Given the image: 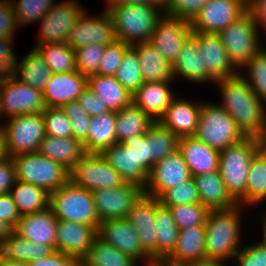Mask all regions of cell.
I'll use <instances>...</instances> for the list:
<instances>
[{
  "mask_svg": "<svg viewBox=\"0 0 266 266\" xmlns=\"http://www.w3.org/2000/svg\"><path fill=\"white\" fill-rule=\"evenodd\" d=\"M19 23L11 0L0 2V38H14Z\"/></svg>",
  "mask_w": 266,
  "mask_h": 266,
  "instance_id": "55",
  "label": "cell"
},
{
  "mask_svg": "<svg viewBox=\"0 0 266 266\" xmlns=\"http://www.w3.org/2000/svg\"><path fill=\"white\" fill-rule=\"evenodd\" d=\"M58 219L51 208L22 215L14 229L19 236L34 243L52 245L55 248Z\"/></svg>",
  "mask_w": 266,
  "mask_h": 266,
  "instance_id": "26",
  "label": "cell"
},
{
  "mask_svg": "<svg viewBox=\"0 0 266 266\" xmlns=\"http://www.w3.org/2000/svg\"><path fill=\"white\" fill-rule=\"evenodd\" d=\"M69 180L76 186L93 191L125 184L121 175L101 154L86 153L70 171Z\"/></svg>",
  "mask_w": 266,
  "mask_h": 266,
  "instance_id": "11",
  "label": "cell"
},
{
  "mask_svg": "<svg viewBox=\"0 0 266 266\" xmlns=\"http://www.w3.org/2000/svg\"><path fill=\"white\" fill-rule=\"evenodd\" d=\"M20 217L11 194H0V219L14 230Z\"/></svg>",
  "mask_w": 266,
  "mask_h": 266,
  "instance_id": "58",
  "label": "cell"
},
{
  "mask_svg": "<svg viewBox=\"0 0 266 266\" xmlns=\"http://www.w3.org/2000/svg\"><path fill=\"white\" fill-rule=\"evenodd\" d=\"M54 253H56V250L52 245L34 243L32 241H29V254L27 255V264L39 259L51 257Z\"/></svg>",
  "mask_w": 266,
  "mask_h": 266,
  "instance_id": "62",
  "label": "cell"
},
{
  "mask_svg": "<svg viewBox=\"0 0 266 266\" xmlns=\"http://www.w3.org/2000/svg\"><path fill=\"white\" fill-rule=\"evenodd\" d=\"M263 219L264 220H262V222H263V236H261V237H263L262 238V241L261 242H263L264 244H266V214H265V216L263 217Z\"/></svg>",
  "mask_w": 266,
  "mask_h": 266,
  "instance_id": "70",
  "label": "cell"
},
{
  "mask_svg": "<svg viewBox=\"0 0 266 266\" xmlns=\"http://www.w3.org/2000/svg\"><path fill=\"white\" fill-rule=\"evenodd\" d=\"M14 230L0 219V246L9 238Z\"/></svg>",
  "mask_w": 266,
  "mask_h": 266,
  "instance_id": "64",
  "label": "cell"
},
{
  "mask_svg": "<svg viewBox=\"0 0 266 266\" xmlns=\"http://www.w3.org/2000/svg\"><path fill=\"white\" fill-rule=\"evenodd\" d=\"M77 102L91 117L109 111L104 101L97 97L88 87L78 96Z\"/></svg>",
  "mask_w": 266,
  "mask_h": 266,
  "instance_id": "57",
  "label": "cell"
},
{
  "mask_svg": "<svg viewBox=\"0 0 266 266\" xmlns=\"http://www.w3.org/2000/svg\"><path fill=\"white\" fill-rule=\"evenodd\" d=\"M155 121L133 102L116 111V141L122 143L127 139L145 134Z\"/></svg>",
  "mask_w": 266,
  "mask_h": 266,
  "instance_id": "36",
  "label": "cell"
},
{
  "mask_svg": "<svg viewBox=\"0 0 266 266\" xmlns=\"http://www.w3.org/2000/svg\"><path fill=\"white\" fill-rule=\"evenodd\" d=\"M173 65L174 79L180 77L193 83H211L215 80L207 73L203 55L197 41L191 36L184 44ZM211 82V83H210Z\"/></svg>",
  "mask_w": 266,
  "mask_h": 266,
  "instance_id": "29",
  "label": "cell"
},
{
  "mask_svg": "<svg viewBox=\"0 0 266 266\" xmlns=\"http://www.w3.org/2000/svg\"><path fill=\"white\" fill-rule=\"evenodd\" d=\"M121 0H106V4H107V7L106 9L108 10L111 6H113L114 4H117V3H120Z\"/></svg>",
  "mask_w": 266,
  "mask_h": 266,
  "instance_id": "71",
  "label": "cell"
},
{
  "mask_svg": "<svg viewBox=\"0 0 266 266\" xmlns=\"http://www.w3.org/2000/svg\"><path fill=\"white\" fill-rule=\"evenodd\" d=\"M0 120H2L1 115H0ZM0 123H1V121H0ZM1 127H2V123L0 124V130H1Z\"/></svg>",
  "mask_w": 266,
  "mask_h": 266,
  "instance_id": "75",
  "label": "cell"
},
{
  "mask_svg": "<svg viewBox=\"0 0 266 266\" xmlns=\"http://www.w3.org/2000/svg\"><path fill=\"white\" fill-rule=\"evenodd\" d=\"M85 10L70 30L67 44L74 50L85 45H108L117 38L112 17L107 9L99 16L87 15Z\"/></svg>",
  "mask_w": 266,
  "mask_h": 266,
  "instance_id": "15",
  "label": "cell"
},
{
  "mask_svg": "<svg viewBox=\"0 0 266 266\" xmlns=\"http://www.w3.org/2000/svg\"><path fill=\"white\" fill-rule=\"evenodd\" d=\"M29 266H81V260L73 255L56 252L51 257L30 262Z\"/></svg>",
  "mask_w": 266,
  "mask_h": 266,
  "instance_id": "59",
  "label": "cell"
},
{
  "mask_svg": "<svg viewBox=\"0 0 266 266\" xmlns=\"http://www.w3.org/2000/svg\"><path fill=\"white\" fill-rule=\"evenodd\" d=\"M264 144H266V128H265V132L263 134V138L261 140Z\"/></svg>",
  "mask_w": 266,
  "mask_h": 266,
  "instance_id": "73",
  "label": "cell"
},
{
  "mask_svg": "<svg viewBox=\"0 0 266 266\" xmlns=\"http://www.w3.org/2000/svg\"><path fill=\"white\" fill-rule=\"evenodd\" d=\"M195 137L219 152L245 138L230 114L211 102H203Z\"/></svg>",
  "mask_w": 266,
  "mask_h": 266,
  "instance_id": "6",
  "label": "cell"
},
{
  "mask_svg": "<svg viewBox=\"0 0 266 266\" xmlns=\"http://www.w3.org/2000/svg\"><path fill=\"white\" fill-rule=\"evenodd\" d=\"M178 151L189 167L192 177L219 170L220 152L195 136L179 138Z\"/></svg>",
  "mask_w": 266,
  "mask_h": 266,
  "instance_id": "28",
  "label": "cell"
},
{
  "mask_svg": "<svg viewBox=\"0 0 266 266\" xmlns=\"http://www.w3.org/2000/svg\"><path fill=\"white\" fill-rule=\"evenodd\" d=\"M87 86L104 101L109 110L119 111L132 103V95L114 76L94 74L87 77Z\"/></svg>",
  "mask_w": 266,
  "mask_h": 266,
  "instance_id": "34",
  "label": "cell"
},
{
  "mask_svg": "<svg viewBox=\"0 0 266 266\" xmlns=\"http://www.w3.org/2000/svg\"><path fill=\"white\" fill-rule=\"evenodd\" d=\"M45 108L43 92L20 82L13 75L0 78L1 118L42 113Z\"/></svg>",
  "mask_w": 266,
  "mask_h": 266,
  "instance_id": "10",
  "label": "cell"
},
{
  "mask_svg": "<svg viewBox=\"0 0 266 266\" xmlns=\"http://www.w3.org/2000/svg\"><path fill=\"white\" fill-rule=\"evenodd\" d=\"M170 1L171 0H150L151 4L158 5L163 9H165L169 5Z\"/></svg>",
  "mask_w": 266,
  "mask_h": 266,
  "instance_id": "69",
  "label": "cell"
},
{
  "mask_svg": "<svg viewBox=\"0 0 266 266\" xmlns=\"http://www.w3.org/2000/svg\"><path fill=\"white\" fill-rule=\"evenodd\" d=\"M114 77L131 94L144 83L137 52L131 46L125 51Z\"/></svg>",
  "mask_w": 266,
  "mask_h": 266,
  "instance_id": "44",
  "label": "cell"
},
{
  "mask_svg": "<svg viewBox=\"0 0 266 266\" xmlns=\"http://www.w3.org/2000/svg\"><path fill=\"white\" fill-rule=\"evenodd\" d=\"M131 47L137 52L144 82L174 81L173 65L149 41Z\"/></svg>",
  "mask_w": 266,
  "mask_h": 266,
  "instance_id": "31",
  "label": "cell"
},
{
  "mask_svg": "<svg viewBox=\"0 0 266 266\" xmlns=\"http://www.w3.org/2000/svg\"><path fill=\"white\" fill-rule=\"evenodd\" d=\"M160 203L165 207L179 204L200 203V196L193 177L178 186L166 190L160 197Z\"/></svg>",
  "mask_w": 266,
  "mask_h": 266,
  "instance_id": "47",
  "label": "cell"
},
{
  "mask_svg": "<svg viewBox=\"0 0 266 266\" xmlns=\"http://www.w3.org/2000/svg\"><path fill=\"white\" fill-rule=\"evenodd\" d=\"M248 11L253 15L257 27L266 29V0H249Z\"/></svg>",
  "mask_w": 266,
  "mask_h": 266,
  "instance_id": "63",
  "label": "cell"
},
{
  "mask_svg": "<svg viewBox=\"0 0 266 266\" xmlns=\"http://www.w3.org/2000/svg\"><path fill=\"white\" fill-rule=\"evenodd\" d=\"M118 40L132 46L150 41L152 32L165 11L155 4L117 3L108 9Z\"/></svg>",
  "mask_w": 266,
  "mask_h": 266,
  "instance_id": "4",
  "label": "cell"
},
{
  "mask_svg": "<svg viewBox=\"0 0 266 266\" xmlns=\"http://www.w3.org/2000/svg\"><path fill=\"white\" fill-rule=\"evenodd\" d=\"M226 261H216L205 259L203 261H195L188 263L186 266H227Z\"/></svg>",
  "mask_w": 266,
  "mask_h": 266,
  "instance_id": "65",
  "label": "cell"
},
{
  "mask_svg": "<svg viewBox=\"0 0 266 266\" xmlns=\"http://www.w3.org/2000/svg\"><path fill=\"white\" fill-rule=\"evenodd\" d=\"M191 178L189 167L177 150L153 165L143 192L159 198L166 190Z\"/></svg>",
  "mask_w": 266,
  "mask_h": 266,
  "instance_id": "18",
  "label": "cell"
},
{
  "mask_svg": "<svg viewBox=\"0 0 266 266\" xmlns=\"http://www.w3.org/2000/svg\"><path fill=\"white\" fill-rule=\"evenodd\" d=\"M263 142L255 137H245L239 143L220 151L219 172L231 197L245 206L248 173L253 158L261 151Z\"/></svg>",
  "mask_w": 266,
  "mask_h": 266,
  "instance_id": "3",
  "label": "cell"
},
{
  "mask_svg": "<svg viewBox=\"0 0 266 266\" xmlns=\"http://www.w3.org/2000/svg\"><path fill=\"white\" fill-rule=\"evenodd\" d=\"M172 82H144L132 95V102L158 122L176 96L170 89Z\"/></svg>",
  "mask_w": 266,
  "mask_h": 266,
  "instance_id": "27",
  "label": "cell"
},
{
  "mask_svg": "<svg viewBox=\"0 0 266 266\" xmlns=\"http://www.w3.org/2000/svg\"><path fill=\"white\" fill-rule=\"evenodd\" d=\"M11 159L15 164L17 180L41 187L48 193L69 181L68 169L39 152L17 155Z\"/></svg>",
  "mask_w": 266,
  "mask_h": 266,
  "instance_id": "8",
  "label": "cell"
},
{
  "mask_svg": "<svg viewBox=\"0 0 266 266\" xmlns=\"http://www.w3.org/2000/svg\"><path fill=\"white\" fill-rule=\"evenodd\" d=\"M81 266H138V264L128 255L98 237L82 258Z\"/></svg>",
  "mask_w": 266,
  "mask_h": 266,
  "instance_id": "40",
  "label": "cell"
},
{
  "mask_svg": "<svg viewBox=\"0 0 266 266\" xmlns=\"http://www.w3.org/2000/svg\"><path fill=\"white\" fill-rule=\"evenodd\" d=\"M49 207L58 220L73 221L99 230L100 220L92 192L70 180L50 193Z\"/></svg>",
  "mask_w": 266,
  "mask_h": 266,
  "instance_id": "5",
  "label": "cell"
},
{
  "mask_svg": "<svg viewBox=\"0 0 266 266\" xmlns=\"http://www.w3.org/2000/svg\"><path fill=\"white\" fill-rule=\"evenodd\" d=\"M221 92V104L245 137L262 140L266 128V104L250 88L240 72L215 81Z\"/></svg>",
  "mask_w": 266,
  "mask_h": 266,
  "instance_id": "1",
  "label": "cell"
},
{
  "mask_svg": "<svg viewBox=\"0 0 266 266\" xmlns=\"http://www.w3.org/2000/svg\"><path fill=\"white\" fill-rule=\"evenodd\" d=\"M104 51L105 45L101 44L77 48L75 50L77 70L86 77L97 74Z\"/></svg>",
  "mask_w": 266,
  "mask_h": 266,
  "instance_id": "48",
  "label": "cell"
},
{
  "mask_svg": "<svg viewBox=\"0 0 266 266\" xmlns=\"http://www.w3.org/2000/svg\"><path fill=\"white\" fill-rule=\"evenodd\" d=\"M147 266H170V265H167L164 262H153L148 264Z\"/></svg>",
  "mask_w": 266,
  "mask_h": 266,
  "instance_id": "72",
  "label": "cell"
},
{
  "mask_svg": "<svg viewBox=\"0 0 266 266\" xmlns=\"http://www.w3.org/2000/svg\"><path fill=\"white\" fill-rule=\"evenodd\" d=\"M120 3H127L133 5L151 4L150 0H121Z\"/></svg>",
  "mask_w": 266,
  "mask_h": 266,
  "instance_id": "68",
  "label": "cell"
},
{
  "mask_svg": "<svg viewBox=\"0 0 266 266\" xmlns=\"http://www.w3.org/2000/svg\"><path fill=\"white\" fill-rule=\"evenodd\" d=\"M98 237L128 255L138 265L141 261H144L145 266L153 263L150 254L143 248L137 231L126 218L101 222Z\"/></svg>",
  "mask_w": 266,
  "mask_h": 266,
  "instance_id": "16",
  "label": "cell"
},
{
  "mask_svg": "<svg viewBox=\"0 0 266 266\" xmlns=\"http://www.w3.org/2000/svg\"><path fill=\"white\" fill-rule=\"evenodd\" d=\"M160 204L159 198L143 192L133 203L126 218L137 231L143 248L150 254L153 262H156V209Z\"/></svg>",
  "mask_w": 266,
  "mask_h": 266,
  "instance_id": "19",
  "label": "cell"
},
{
  "mask_svg": "<svg viewBox=\"0 0 266 266\" xmlns=\"http://www.w3.org/2000/svg\"><path fill=\"white\" fill-rule=\"evenodd\" d=\"M259 29L253 15L247 11L219 33L229 60L238 71L263 47L258 35Z\"/></svg>",
  "mask_w": 266,
  "mask_h": 266,
  "instance_id": "9",
  "label": "cell"
},
{
  "mask_svg": "<svg viewBox=\"0 0 266 266\" xmlns=\"http://www.w3.org/2000/svg\"><path fill=\"white\" fill-rule=\"evenodd\" d=\"M85 10L75 0L55 3L38 22L40 35L37 45L67 43L70 30Z\"/></svg>",
  "mask_w": 266,
  "mask_h": 266,
  "instance_id": "12",
  "label": "cell"
},
{
  "mask_svg": "<svg viewBox=\"0 0 266 266\" xmlns=\"http://www.w3.org/2000/svg\"><path fill=\"white\" fill-rule=\"evenodd\" d=\"M234 261L236 266H266V244L260 241L243 246Z\"/></svg>",
  "mask_w": 266,
  "mask_h": 266,
  "instance_id": "53",
  "label": "cell"
},
{
  "mask_svg": "<svg viewBox=\"0 0 266 266\" xmlns=\"http://www.w3.org/2000/svg\"><path fill=\"white\" fill-rule=\"evenodd\" d=\"M209 0H171L165 14L192 22Z\"/></svg>",
  "mask_w": 266,
  "mask_h": 266,
  "instance_id": "52",
  "label": "cell"
},
{
  "mask_svg": "<svg viewBox=\"0 0 266 266\" xmlns=\"http://www.w3.org/2000/svg\"><path fill=\"white\" fill-rule=\"evenodd\" d=\"M7 159H9V155L7 153L3 134L0 132V163L5 162Z\"/></svg>",
  "mask_w": 266,
  "mask_h": 266,
  "instance_id": "67",
  "label": "cell"
},
{
  "mask_svg": "<svg viewBox=\"0 0 266 266\" xmlns=\"http://www.w3.org/2000/svg\"><path fill=\"white\" fill-rule=\"evenodd\" d=\"M0 132L3 134L9 158L36 153L46 136L42 113L24 114L7 118Z\"/></svg>",
  "mask_w": 266,
  "mask_h": 266,
  "instance_id": "7",
  "label": "cell"
},
{
  "mask_svg": "<svg viewBox=\"0 0 266 266\" xmlns=\"http://www.w3.org/2000/svg\"><path fill=\"white\" fill-rule=\"evenodd\" d=\"M87 87V77L79 71L52 73L43 91L45 105L62 107L67 102L77 101Z\"/></svg>",
  "mask_w": 266,
  "mask_h": 266,
  "instance_id": "24",
  "label": "cell"
},
{
  "mask_svg": "<svg viewBox=\"0 0 266 266\" xmlns=\"http://www.w3.org/2000/svg\"><path fill=\"white\" fill-rule=\"evenodd\" d=\"M12 37L0 38V78L11 76L17 62V56L11 47L14 43Z\"/></svg>",
  "mask_w": 266,
  "mask_h": 266,
  "instance_id": "56",
  "label": "cell"
},
{
  "mask_svg": "<svg viewBox=\"0 0 266 266\" xmlns=\"http://www.w3.org/2000/svg\"><path fill=\"white\" fill-rule=\"evenodd\" d=\"M130 45L116 39L113 43L105 45V51L101 58L97 74L114 76L120 66L123 55Z\"/></svg>",
  "mask_w": 266,
  "mask_h": 266,
  "instance_id": "51",
  "label": "cell"
},
{
  "mask_svg": "<svg viewBox=\"0 0 266 266\" xmlns=\"http://www.w3.org/2000/svg\"><path fill=\"white\" fill-rule=\"evenodd\" d=\"M200 196V203L209 210L227 209L238 204L228 193L219 170L193 177Z\"/></svg>",
  "mask_w": 266,
  "mask_h": 266,
  "instance_id": "32",
  "label": "cell"
},
{
  "mask_svg": "<svg viewBox=\"0 0 266 266\" xmlns=\"http://www.w3.org/2000/svg\"><path fill=\"white\" fill-rule=\"evenodd\" d=\"M242 69H245V72L239 70L240 74L248 81L258 98L266 104V49L261 47Z\"/></svg>",
  "mask_w": 266,
  "mask_h": 266,
  "instance_id": "43",
  "label": "cell"
},
{
  "mask_svg": "<svg viewBox=\"0 0 266 266\" xmlns=\"http://www.w3.org/2000/svg\"><path fill=\"white\" fill-rule=\"evenodd\" d=\"M41 155L62 164L71 171L86 154L83 143L74 137L46 135L38 151Z\"/></svg>",
  "mask_w": 266,
  "mask_h": 266,
  "instance_id": "30",
  "label": "cell"
},
{
  "mask_svg": "<svg viewBox=\"0 0 266 266\" xmlns=\"http://www.w3.org/2000/svg\"><path fill=\"white\" fill-rule=\"evenodd\" d=\"M149 149V173L153 165L178 150L179 137L155 122L147 131Z\"/></svg>",
  "mask_w": 266,
  "mask_h": 266,
  "instance_id": "39",
  "label": "cell"
},
{
  "mask_svg": "<svg viewBox=\"0 0 266 266\" xmlns=\"http://www.w3.org/2000/svg\"><path fill=\"white\" fill-rule=\"evenodd\" d=\"M97 238L98 229L93 226L58 220L55 250L82 260Z\"/></svg>",
  "mask_w": 266,
  "mask_h": 266,
  "instance_id": "21",
  "label": "cell"
},
{
  "mask_svg": "<svg viewBox=\"0 0 266 266\" xmlns=\"http://www.w3.org/2000/svg\"><path fill=\"white\" fill-rule=\"evenodd\" d=\"M19 26L40 21L56 3L55 0H11Z\"/></svg>",
  "mask_w": 266,
  "mask_h": 266,
  "instance_id": "45",
  "label": "cell"
},
{
  "mask_svg": "<svg viewBox=\"0 0 266 266\" xmlns=\"http://www.w3.org/2000/svg\"><path fill=\"white\" fill-rule=\"evenodd\" d=\"M46 135L72 137L71 124L61 107H46L42 112Z\"/></svg>",
  "mask_w": 266,
  "mask_h": 266,
  "instance_id": "50",
  "label": "cell"
},
{
  "mask_svg": "<svg viewBox=\"0 0 266 266\" xmlns=\"http://www.w3.org/2000/svg\"><path fill=\"white\" fill-rule=\"evenodd\" d=\"M19 214H31L49 207L50 193L45 189L17 180L9 192Z\"/></svg>",
  "mask_w": 266,
  "mask_h": 266,
  "instance_id": "37",
  "label": "cell"
},
{
  "mask_svg": "<svg viewBox=\"0 0 266 266\" xmlns=\"http://www.w3.org/2000/svg\"><path fill=\"white\" fill-rule=\"evenodd\" d=\"M191 22L164 14L152 32L150 43L165 60L173 64L184 44L192 36Z\"/></svg>",
  "mask_w": 266,
  "mask_h": 266,
  "instance_id": "17",
  "label": "cell"
},
{
  "mask_svg": "<svg viewBox=\"0 0 266 266\" xmlns=\"http://www.w3.org/2000/svg\"><path fill=\"white\" fill-rule=\"evenodd\" d=\"M137 166H140L149 175V149L147 142V132L137 135L136 140Z\"/></svg>",
  "mask_w": 266,
  "mask_h": 266,
  "instance_id": "61",
  "label": "cell"
},
{
  "mask_svg": "<svg viewBox=\"0 0 266 266\" xmlns=\"http://www.w3.org/2000/svg\"><path fill=\"white\" fill-rule=\"evenodd\" d=\"M266 199V153L261 151L251 163L245 192V207L256 206Z\"/></svg>",
  "mask_w": 266,
  "mask_h": 266,
  "instance_id": "42",
  "label": "cell"
},
{
  "mask_svg": "<svg viewBox=\"0 0 266 266\" xmlns=\"http://www.w3.org/2000/svg\"><path fill=\"white\" fill-rule=\"evenodd\" d=\"M34 47L42 56L52 73L78 71L76 53L67 43L44 44Z\"/></svg>",
  "mask_w": 266,
  "mask_h": 266,
  "instance_id": "41",
  "label": "cell"
},
{
  "mask_svg": "<svg viewBox=\"0 0 266 266\" xmlns=\"http://www.w3.org/2000/svg\"><path fill=\"white\" fill-rule=\"evenodd\" d=\"M52 72L39 52L33 48L23 59H17L13 76L20 82L44 91Z\"/></svg>",
  "mask_w": 266,
  "mask_h": 266,
  "instance_id": "35",
  "label": "cell"
},
{
  "mask_svg": "<svg viewBox=\"0 0 266 266\" xmlns=\"http://www.w3.org/2000/svg\"><path fill=\"white\" fill-rule=\"evenodd\" d=\"M202 106L203 101L196 103L175 97L158 122L179 138L195 136Z\"/></svg>",
  "mask_w": 266,
  "mask_h": 266,
  "instance_id": "23",
  "label": "cell"
},
{
  "mask_svg": "<svg viewBox=\"0 0 266 266\" xmlns=\"http://www.w3.org/2000/svg\"><path fill=\"white\" fill-rule=\"evenodd\" d=\"M179 229L193 225H205L209 209L201 203L179 204L169 207Z\"/></svg>",
  "mask_w": 266,
  "mask_h": 266,
  "instance_id": "46",
  "label": "cell"
},
{
  "mask_svg": "<svg viewBox=\"0 0 266 266\" xmlns=\"http://www.w3.org/2000/svg\"><path fill=\"white\" fill-rule=\"evenodd\" d=\"M142 193L143 188L129 182L114 188L93 190L92 195L100 222L127 218L133 203Z\"/></svg>",
  "mask_w": 266,
  "mask_h": 266,
  "instance_id": "14",
  "label": "cell"
},
{
  "mask_svg": "<svg viewBox=\"0 0 266 266\" xmlns=\"http://www.w3.org/2000/svg\"><path fill=\"white\" fill-rule=\"evenodd\" d=\"M156 262H163L174 250L179 228L168 207L160 204L156 209Z\"/></svg>",
  "mask_w": 266,
  "mask_h": 266,
  "instance_id": "38",
  "label": "cell"
},
{
  "mask_svg": "<svg viewBox=\"0 0 266 266\" xmlns=\"http://www.w3.org/2000/svg\"><path fill=\"white\" fill-rule=\"evenodd\" d=\"M17 181L16 168L11 158L0 163V194H7Z\"/></svg>",
  "mask_w": 266,
  "mask_h": 266,
  "instance_id": "60",
  "label": "cell"
},
{
  "mask_svg": "<svg viewBox=\"0 0 266 266\" xmlns=\"http://www.w3.org/2000/svg\"><path fill=\"white\" fill-rule=\"evenodd\" d=\"M0 253L10 260L27 263L29 240L19 236L13 231L9 238L0 246Z\"/></svg>",
  "mask_w": 266,
  "mask_h": 266,
  "instance_id": "54",
  "label": "cell"
},
{
  "mask_svg": "<svg viewBox=\"0 0 266 266\" xmlns=\"http://www.w3.org/2000/svg\"><path fill=\"white\" fill-rule=\"evenodd\" d=\"M247 11L246 0H209L191 22L192 30L219 34Z\"/></svg>",
  "mask_w": 266,
  "mask_h": 266,
  "instance_id": "13",
  "label": "cell"
},
{
  "mask_svg": "<svg viewBox=\"0 0 266 266\" xmlns=\"http://www.w3.org/2000/svg\"><path fill=\"white\" fill-rule=\"evenodd\" d=\"M261 149L266 153V144L263 143Z\"/></svg>",
  "mask_w": 266,
  "mask_h": 266,
  "instance_id": "74",
  "label": "cell"
},
{
  "mask_svg": "<svg viewBox=\"0 0 266 266\" xmlns=\"http://www.w3.org/2000/svg\"><path fill=\"white\" fill-rule=\"evenodd\" d=\"M137 136L131 137L122 143H116L105 149L101 155L125 180L145 188L148 174L137 166L136 155Z\"/></svg>",
  "mask_w": 266,
  "mask_h": 266,
  "instance_id": "20",
  "label": "cell"
},
{
  "mask_svg": "<svg viewBox=\"0 0 266 266\" xmlns=\"http://www.w3.org/2000/svg\"><path fill=\"white\" fill-rule=\"evenodd\" d=\"M205 259V225H193L179 229L176 246L163 262L170 266H186Z\"/></svg>",
  "mask_w": 266,
  "mask_h": 266,
  "instance_id": "25",
  "label": "cell"
},
{
  "mask_svg": "<svg viewBox=\"0 0 266 266\" xmlns=\"http://www.w3.org/2000/svg\"><path fill=\"white\" fill-rule=\"evenodd\" d=\"M0 266H29L26 262L10 260L0 253Z\"/></svg>",
  "mask_w": 266,
  "mask_h": 266,
  "instance_id": "66",
  "label": "cell"
},
{
  "mask_svg": "<svg viewBox=\"0 0 266 266\" xmlns=\"http://www.w3.org/2000/svg\"><path fill=\"white\" fill-rule=\"evenodd\" d=\"M87 138L82 142L86 153L101 154L116 144V111L94 116L90 120Z\"/></svg>",
  "mask_w": 266,
  "mask_h": 266,
  "instance_id": "33",
  "label": "cell"
},
{
  "mask_svg": "<svg viewBox=\"0 0 266 266\" xmlns=\"http://www.w3.org/2000/svg\"><path fill=\"white\" fill-rule=\"evenodd\" d=\"M71 124L72 137L83 142L88 135L91 116L77 101L67 102L61 107Z\"/></svg>",
  "mask_w": 266,
  "mask_h": 266,
  "instance_id": "49",
  "label": "cell"
},
{
  "mask_svg": "<svg viewBox=\"0 0 266 266\" xmlns=\"http://www.w3.org/2000/svg\"><path fill=\"white\" fill-rule=\"evenodd\" d=\"M244 209L245 206L236 204L231 208L209 211L205 223L206 259L234 262L235 255L241 249Z\"/></svg>",
  "mask_w": 266,
  "mask_h": 266,
  "instance_id": "2",
  "label": "cell"
},
{
  "mask_svg": "<svg viewBox=\"0 0 266 266\" xmlns=\"http://www.w3.org/2000/svg\"><path fill=\"white\" fill-rule=\"evenodd\" d=\"M192 37L198 43V48L203 55L207 73L215 81L222 78H229L239 73L229 60L219 34L193 31Z\"/></svg>",
  "mask_w": 266,
  "mask_h": 266,
  "instance_id": "22",
  "label": "cell"
}]
</instances>
